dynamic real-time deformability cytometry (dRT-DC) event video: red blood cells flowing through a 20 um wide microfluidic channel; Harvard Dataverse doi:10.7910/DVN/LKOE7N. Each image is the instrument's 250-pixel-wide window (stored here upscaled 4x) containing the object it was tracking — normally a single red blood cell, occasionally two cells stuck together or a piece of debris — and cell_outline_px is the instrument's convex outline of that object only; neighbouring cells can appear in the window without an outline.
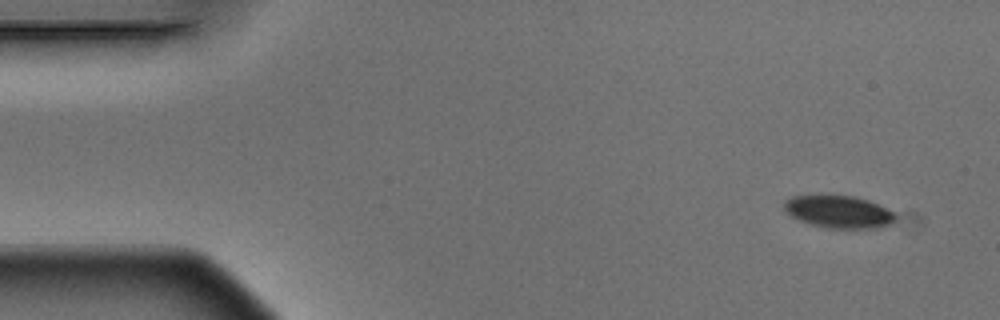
{"species": "Egyptian fruit bat (a non-hibernating species)", "species_latin": "Rousettus aegyptiacus", "temperature_condition": "warm", "stored_images_in_passage": 6, "camera_frame_rate_fps": 3000, "um_per_image_px": 0.085, "animal": {"sex": "male"}, "frame": {"image": 1, "passage_image": 1, "time_ms": 0.0, "image_size_px": [1000, 320], "cell_outline_px": [[896, 216], [892, 224], [876, 228], [824, 228], [800, 220], [784, 212], [784, 200], [792, 196], [820, 192], [852, 196], [868, 200], [892, 212]], "centroid_in_image_um": [71.2, 17.95], "position_along_channel_um": 13.8, "area_um2": 21.62}}
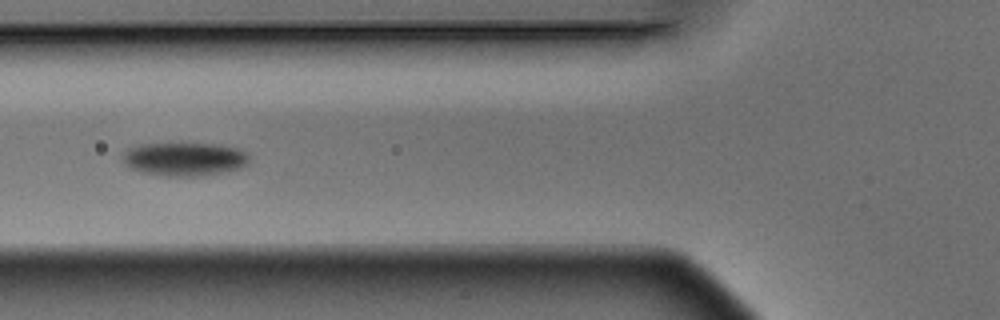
{"frame": {"image": 2, "passage_image": 5, "time_ms": 1.333, "image_size_px": [1000, 320], "cell_outline_px": [[252, 160], [248, 164], [240, 168], [224, 172], [204, 176], [164, 176], [140, 172], [128, 168], [124, 164], [120, 156], [128, 148], [140, 144], [220, 144], [236, 148], [248, 152]], "centroid_in_image_um": [15.68, 13.53], "position_along_channel_um": 110.1, "area_um2": 25.2}}
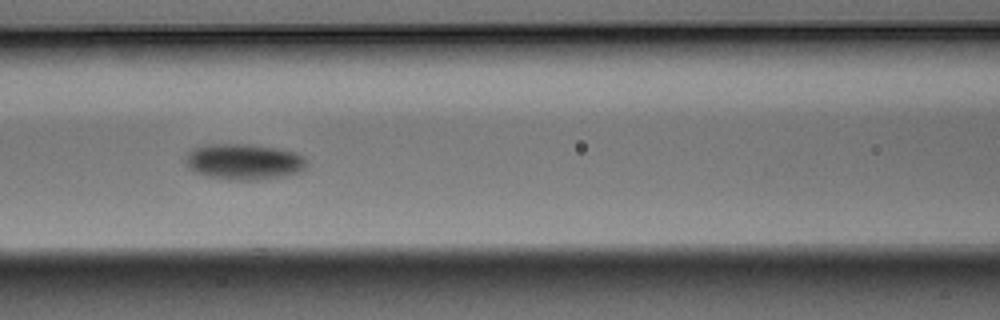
{"frame": {"image": 3, "passage_image": 6, "time_ms": 1.667, "image_size_px": [1000, 320], "cell_outline_px": [[308, 160], [304, 168], [300, 172], [284, 176], [256, 180], [228, 180], [208, 176], [192, 172], [184, 164], [184, 160], [188, 152], [192, 148], [204, 144], [252, 144], [276, 148], [296, 152], [304, 156]], "centroid_in_image_um": [20.69, 13.74], "position_along_channel_um": 145.9, "area_um2": 25.84}}